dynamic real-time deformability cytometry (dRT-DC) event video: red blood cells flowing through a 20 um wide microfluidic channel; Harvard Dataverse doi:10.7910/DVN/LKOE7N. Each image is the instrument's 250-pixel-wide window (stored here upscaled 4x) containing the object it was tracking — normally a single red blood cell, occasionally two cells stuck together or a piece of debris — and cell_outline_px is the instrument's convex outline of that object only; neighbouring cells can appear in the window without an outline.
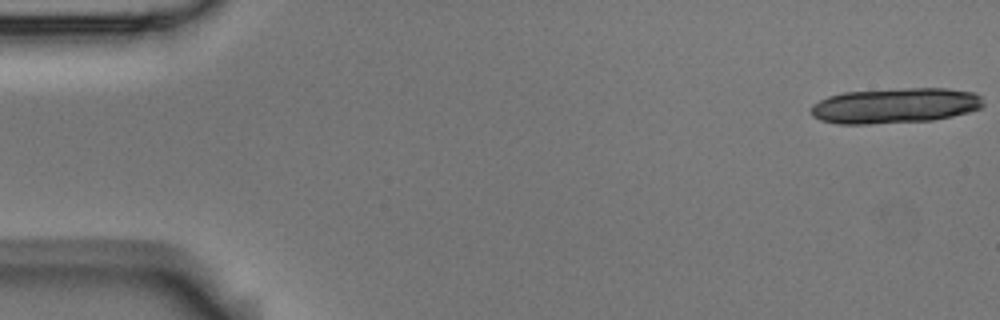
{"species": "Egyptian fruit bat (a non-hibernating species)", "species_latin": "Rousettus aegyptiacus", "temperature_condition": "room temperature", "stored_images_in_passage": 15, "camera_frame_rate_fps": 3000, "um_per_image_px": 0.085, "animal": {"sex": "male"}, "frame": {"image": 1, "passage_image": 1, "time_ms": 0.0, "image_size_px": [1000, 320], "cell_outline_px": [[984, 104], [980, 108], [968, 112], [952, 116], [932, 120], [868, 124], [836, 124], [820, 120], [812, 116], [812, 104], [828, 96], [844, 92], [904, 88], [948, 88], [972, 92], [980, 96]], "centroid_in_image_um": [76.06, 8.98], "position_along_channel_um": 8.9, "area_um2": 35.49}}
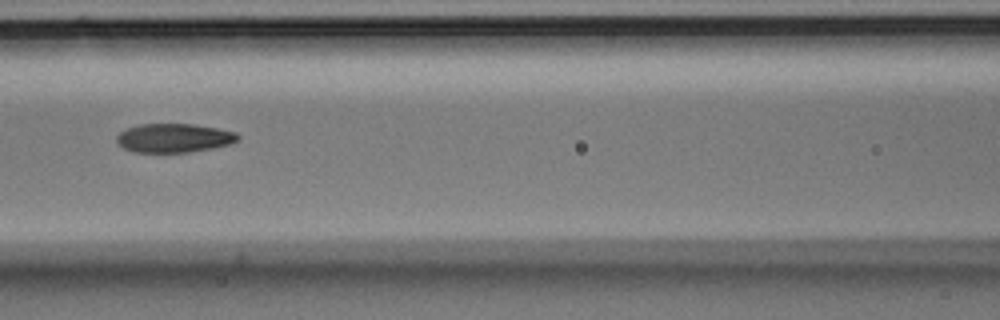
{"frame": {"image": 2, "passage_image": 7, "time_ms": 2.0, "image_size_px": [1000, 320], "cell_outline_px": [[240, 140], [228, 144], [212, 148], [188, 152], [136, 152], [124, 148], [116, 140], [116, 136], [120, 132], [128, 128], [140, 124], [192, 124], [216, 128], [236, 132], [240, 136]], "centroid_in_image_um": [14.8, 11.72], "position_along_channel_um": 151.8, "area_um2": 20.23}}
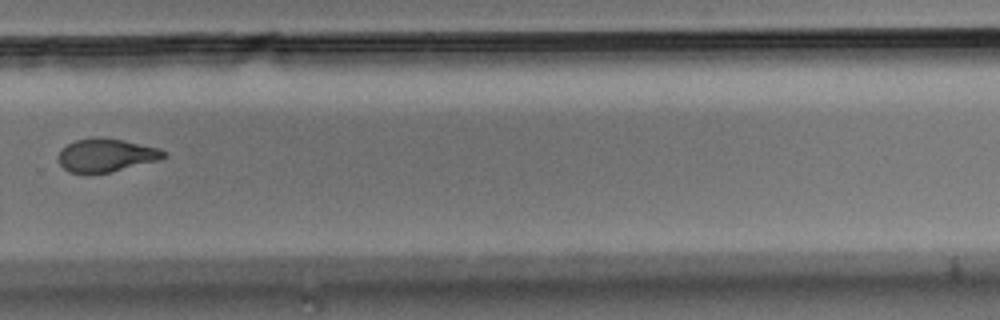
{"frame": {"image": 3, "passage_image": 11, "time_ms": 3.333, "image_size_px": [1000, 320], "cell_outline_px": [[168, 156], [160, 160], [108, 172], [68, 172], [60, 164], [60, 152], [68, 144], [76, 140], [96, 136], [104, 136], [124, 140], [160, 148], [168, 152]], "centroid_in_image_um": [9.1, 13.16], "position_along_channel_um": 320.7, "area_um2": 20.29}}